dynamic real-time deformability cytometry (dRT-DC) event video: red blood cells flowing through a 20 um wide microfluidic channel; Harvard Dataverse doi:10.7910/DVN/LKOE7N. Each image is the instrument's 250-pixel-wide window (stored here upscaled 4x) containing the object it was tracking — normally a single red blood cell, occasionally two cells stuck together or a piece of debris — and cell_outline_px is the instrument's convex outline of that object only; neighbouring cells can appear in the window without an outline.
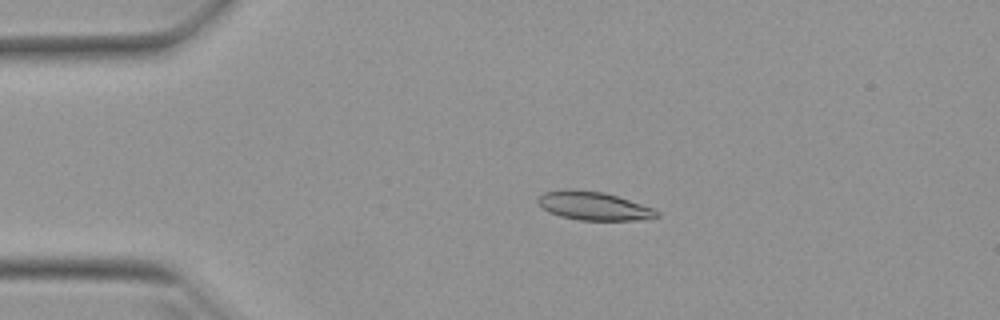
{"species": "Egyptian fruit bat (a non-hibernating species)", "species_latin": "Rousettus aegyptiacus", "temperature_condition": "warm", "stored_images_in_passage": 51, "camera_frame_rate_fps": 3000, "um_per_image_px": 0.085, "animal": {"sex": "female"}, "frame": {"image": 1, "passage_image": 10, "time_ms": 3.0, "image_size_px": [1000, 320], "cell_outline_px": [[660, 216], [636, 220], [580, 220], [560, 216], [548, 212], [536, 200], [544, 192], [568, 188], [604, 192], [652, 208], [660, 212]], "centroid_in_image_um": [50.43, 17.5], "position_along_channel_um": 34.6, "area_um2": 19.54}}
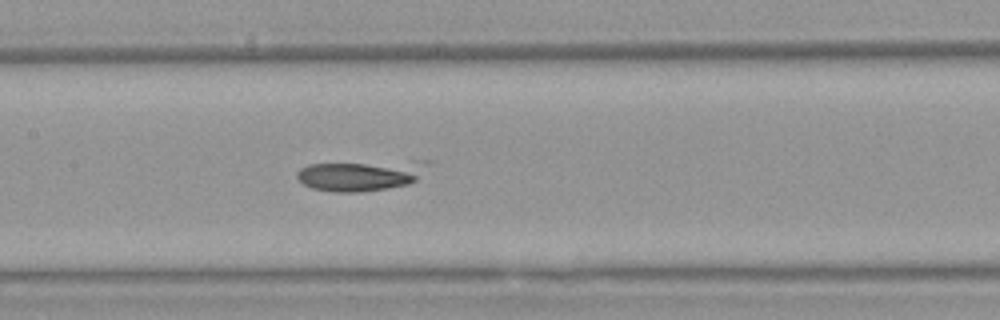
{"frame": {"image": 2, "passage_image": 24, "time_ms": 7.667, "image_size_px": [1000, 320], "cell_outline_px": [[432, 160], [416, 180], [408, 184], [388, 188], [360, 192], [336, 192], [312, 188], [304, 184], [296, 176], [296, 172], [300, 168], [308, 164], [412, 160]], "centroid_in_image_um": [30.69, 14.88], "position_along_channel_um": 176.7, "area_um2": 23.52}}
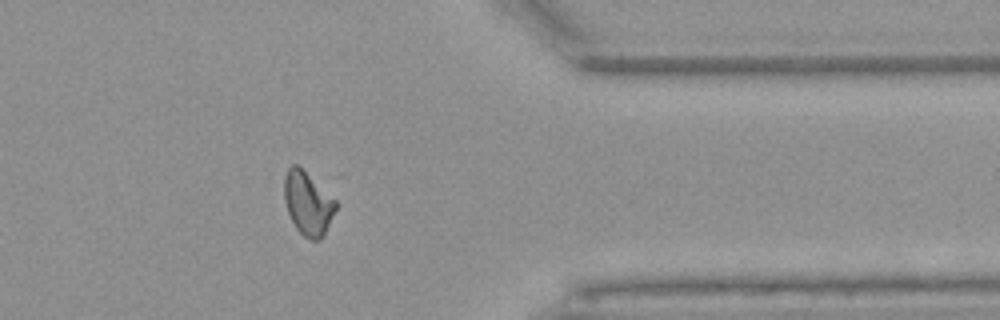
{"frame": {"image": 3, "passage_image": 41, "time_ms": 13.333, "image_size_px": [1000, 320], "cell_outline_px": [[336, 208], [324, 236], [320, 240], [308, 240], [296, 228], [288, 212], [284, 200], [284, 176], [288, 168], [292, 164], [296, 164], [336, 200]], "centroid_in_image_um": [26.15, 17.31], "position_along_channel_um": 385.2, "area_um2": 18.79}}